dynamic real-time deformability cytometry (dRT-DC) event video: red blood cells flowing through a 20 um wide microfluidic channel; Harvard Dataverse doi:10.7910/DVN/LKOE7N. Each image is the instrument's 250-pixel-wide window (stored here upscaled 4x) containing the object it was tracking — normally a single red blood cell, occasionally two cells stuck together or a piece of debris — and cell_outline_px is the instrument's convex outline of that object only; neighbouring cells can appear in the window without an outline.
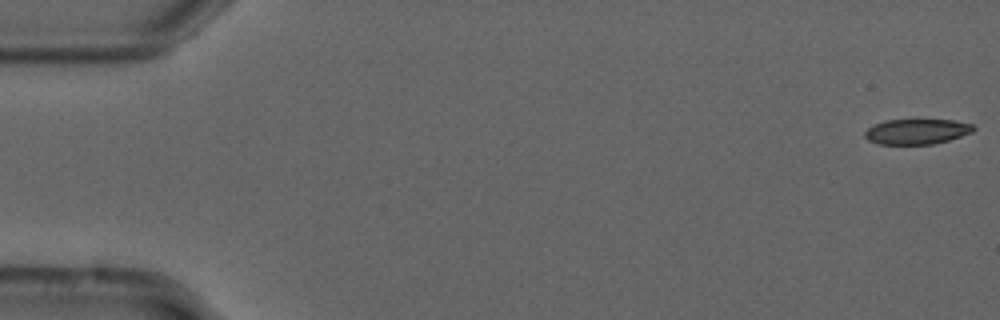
{"species": "common noctule bat (a hibernating species)", "species_latin": "Nyctalus noctula", "temperature_condition": "cold", "stored_images_in_passage": 55, "camera_frame_rate_fps": 3000, "um_per_image_px": 0.085, "animal": {"sex": "male", "forearm_length_mm": 52.5}, "frame": {"image": 1, "passage_image": 1, "time_ms": 0.0, "image_size_px": [1000, 320], "cell_outline_px": [[976, 128], [972, 132], [948, 140], [932, 144], [880, 144], [868, 140], [864, 136], [864, 132], [868, 128], [884, 120], [952, 120], [972, 124]], "centroid_in_image_um": [77.92, 11.18], "position_along_channel_um": 7.1, "area_um2": 15.84}}
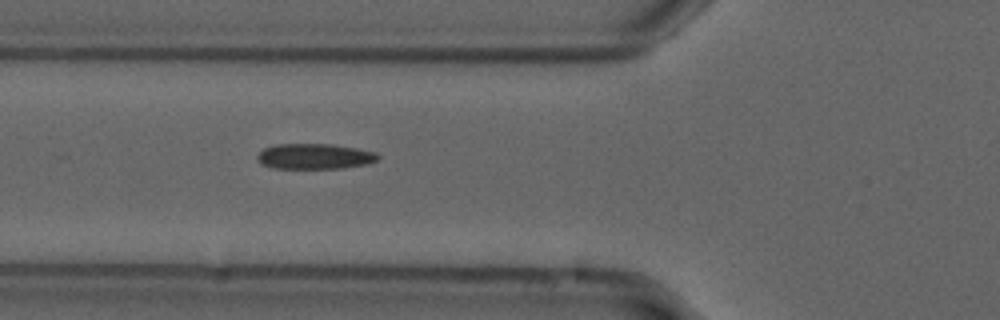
{"frame": {"image": 2, "passage_image": 20, "time_ms": 6.333, "image_size_px": [1000, 320], "cell_outline_px": [[380, 156], [376, 160], [368, 164], [344, 168], [272, 168], [260, 164], [256, 156], [264, 148], [276, 144], [332, 144], [356, 148], [376, 152]], "centroid_in_image_um": [26.74, 13.29], "position_along_channel_um": 99.1, "area_um2": 17.98}}
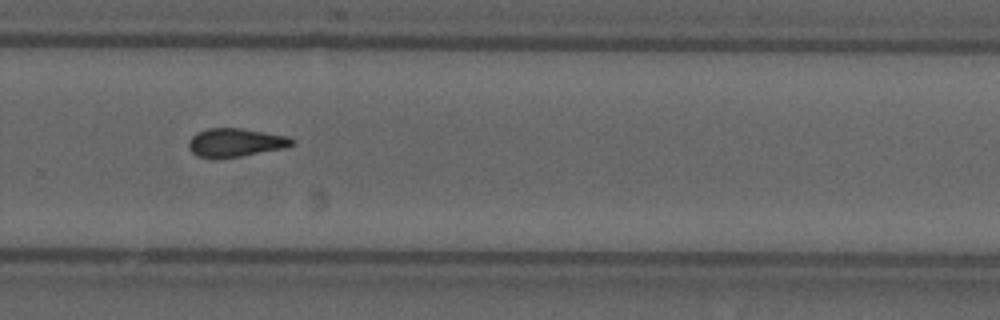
{"frame": {"image": 3, "passage_image": 37, "time_ms": 12.0, "image_size_px": [1000, 320], "cell_outline_px": [[296, 144], [284, 148], [220, 160], [212, 160], [196, 156], [188, 148], [188, 144], [192, 136], [196, 132], [208, 128], [240, 128], [288, 136], [296, 140]], "centroid_in_image_um": [19.99, 12.14], "position_along_channel_um": 309.8, "area_um2": 17.63}, "authors_computed_cell_mechanics": {"area_um2": 17.2822, "velocity_mm_per_s": 3.7184, "shape_relaxation_time_tau1_ms": null, "shape_relaxation_time_tau2_ms": 5.0233, "deformation_change_tau1": null, "deformation_change_tau2": 0.1339}}